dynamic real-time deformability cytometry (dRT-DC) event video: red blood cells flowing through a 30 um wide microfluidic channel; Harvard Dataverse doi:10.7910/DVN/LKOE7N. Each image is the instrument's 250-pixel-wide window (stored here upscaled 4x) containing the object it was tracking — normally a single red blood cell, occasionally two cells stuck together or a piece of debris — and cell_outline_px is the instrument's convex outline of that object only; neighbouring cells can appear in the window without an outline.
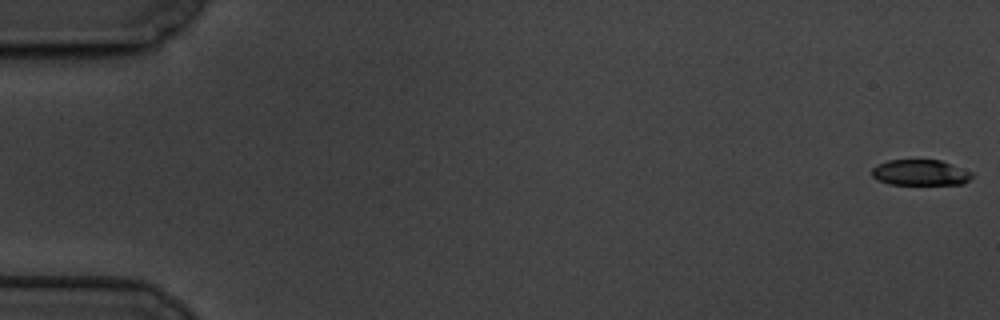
{"species": "common noctule bat (a hibernating species)", "species_latin": "Nyctalus noctula", "temperature_condition": "cold", "stored_images_in_passage": 17, "camera_frame_rate_fps": 3000, "um_per_image_px": 0.085, "animal": {"sex": "male", "body_mass_g": 19.5, "forearm_length_mm": 54.6}, "frame": {"image": 1, "passage_image": 1, "time_ms": 0.0, "image_size_px": [1000, 320], "cell_outline_px": [[976, 176], [964, 184], [888, 184], [876, 180], [872, 176], [872, 168], [876, 164], [888, 160], [940, 160], [972, 172]], "centroid_in_image_um": [78.23, 14.68], "position_along_channel_um": 6.8, "area_um2": 15.2}}
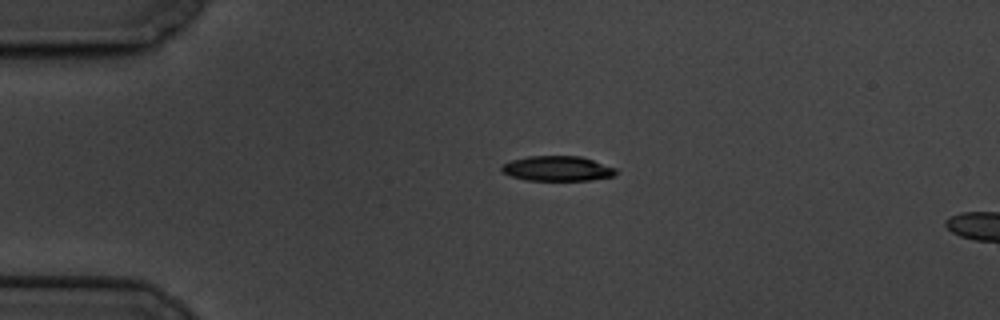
{"frame": {"image": 2, "passage_image": 14, "time_ms": 4.333, "image_size_px": [1000, 320], "cell_outline_px": [[616, 176], [588, 180], [524, 180], [512, 176], [504, 172], [500, 168], [500, 164], [512, 160], [528, 156], [580, 156], [616, 168]], "centroid_in_image_um": [47.36, 14.32], "position_along_channel_um": 37.6, "area_um2": 16.59}}